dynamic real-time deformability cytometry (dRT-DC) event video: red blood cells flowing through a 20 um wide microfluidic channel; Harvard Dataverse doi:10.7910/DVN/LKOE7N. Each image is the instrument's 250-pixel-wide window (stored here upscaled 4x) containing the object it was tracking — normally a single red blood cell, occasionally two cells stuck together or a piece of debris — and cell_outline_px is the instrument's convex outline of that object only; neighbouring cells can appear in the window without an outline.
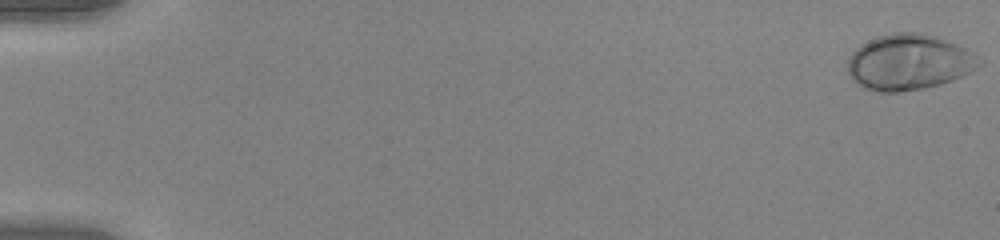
{"species": "human", "species_latin": "Homo sapiens", "temperature_condition": "warm", "stored_images_in_passage": 53, "camera_frame_rate_fps": 3000, "um_per_image_px": 0.085, "donor": {"sex": "female"}, "frame": {"image": 1, "passage_image": 1, "time_ms": 0.0, "image_size_px": [1000, 240], "cell_outline_px": [[984, 64], [952, 80], [940, 84], [924, 88], [900, 92], [880, 92], [864, 88], [856, 84], [852, 80], [848, 72], [848, 60], [852, 52], [860, 44], [876, 36], [892, 32], [916, 32], [940, 36], [972, 52], [984, 60]], "centroid_in_image_um": [77.25, 5.27], "position_along_channel_um": 7.8, "area_um2": 43.12}}
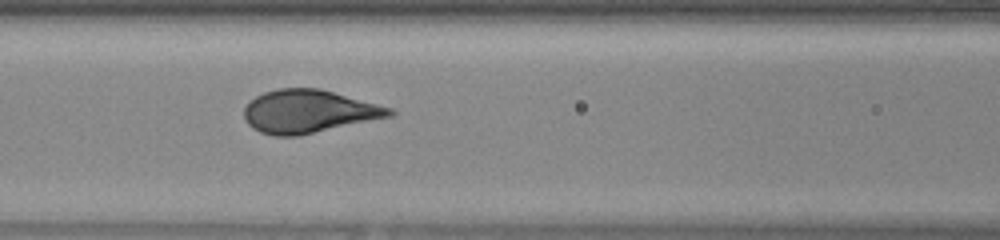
{"frame": {"image": 2, "passage_image": 25, "time_ms": 8.0, "image_size_px": [1000, 240], "cell_outline_px": [[396, 112], [392, 116], [296, 136], [276, 136], [260, 132], [252, 128], [244, 120], [244, 108], [256, 96], [264, 92], [276, 88], [320, 88], [392, 108]], "centroid_in_image_um": [26.22, 9.46], "position_along_channel_um": 140.4, "area_um2": 36.3}}
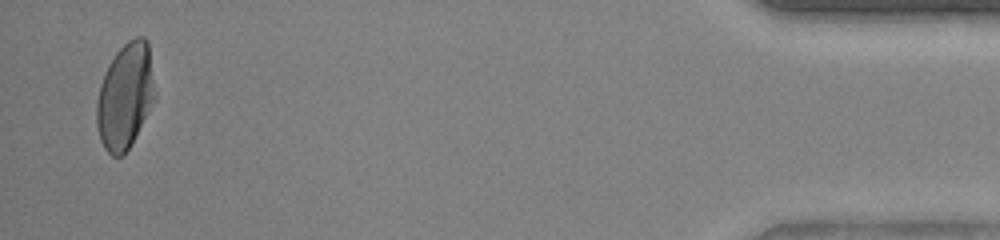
{"frame": {"image": 3, "passage_image": 52, "time_ms": 17.0, "image_size_px": [1000, 240], "cell_outline_px": [[156, 96], [124, 156], [112, 156], [104, 148], [100, 140], [96, 124], [96, 100], [100, 84], [104, 72], [116, 52], [128, 40], [136, 36], [144, 36], [148, 40]], "centroid_in_image_um": [10.62, 8.14], "position_along_channel_um": 424.6, "area_um2": 35.84}, "authors_computed_cell_mechanics": {"area_um2": 36.4718, "velocity_mm_per_s": 3.9888, "shape_relaxation_time_tau1_ms": 3.2653, "shape_relaxation_time_tau2_ms": null, "deformation_change_tau1": 0.2051, "deformation_change_tau2": null}}